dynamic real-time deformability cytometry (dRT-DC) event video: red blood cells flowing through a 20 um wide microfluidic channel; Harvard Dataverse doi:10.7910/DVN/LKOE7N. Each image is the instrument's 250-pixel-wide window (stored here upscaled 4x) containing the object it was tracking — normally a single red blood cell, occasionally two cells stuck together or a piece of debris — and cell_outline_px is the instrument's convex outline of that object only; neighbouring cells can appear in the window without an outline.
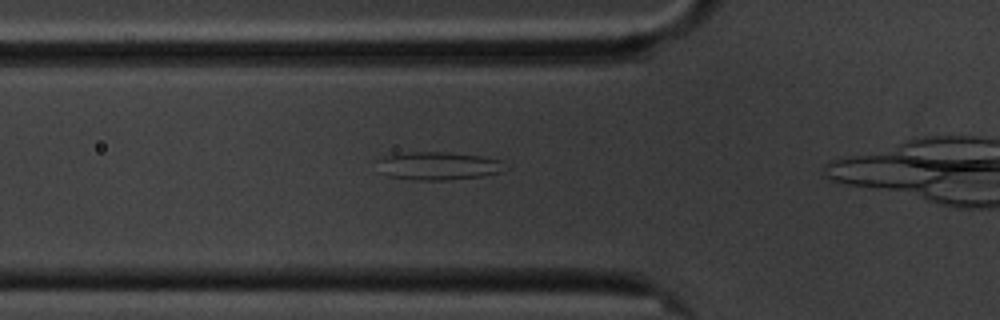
{"species": "common noctule bat (a hibernating species)", "species_latin": "Nyctalus noctula", "temperature_condition": "cold", "stored_images_in_passage": 19, "camera_frame_rate_fps": 3000, "um_per_image_px": 0.085, "animal": {"sex": "male", "body_mass_g": 20.1, "forearm_length_mm": 53.5}, "frame": {"image": 1, "passage_image": 14, "time_ms": 4.333, "image_size_px": [1000, 320], "cell_outline_px": [[508, 168], [500, 172], [480, 176], [448, 180], [416, 180], [388, 176], [380, 172], [376, 160], [384, 156], [408, 152], [444, 152], [480, 156], [500, 160]], "centroid_in_image_um": [37.21, 14.1], "position_along_channel_um": 88.6, "area_um2": 20.87}}